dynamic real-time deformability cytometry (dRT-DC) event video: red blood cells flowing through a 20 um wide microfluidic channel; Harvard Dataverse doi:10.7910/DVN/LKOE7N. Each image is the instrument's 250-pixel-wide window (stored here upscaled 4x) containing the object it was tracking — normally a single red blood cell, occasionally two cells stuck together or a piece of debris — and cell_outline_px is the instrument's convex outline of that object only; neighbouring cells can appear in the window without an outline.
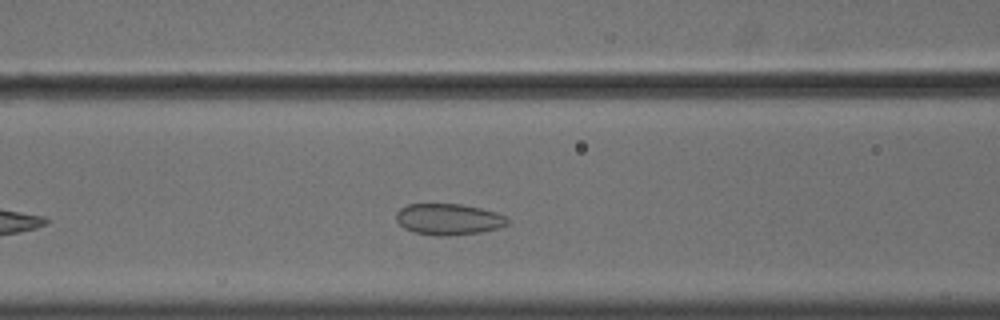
{"species": "common noctule bat (a hibernating species)", "species_latin": "Nyctalus noctula", "temperature_condition": "cold", "stored_images_in_passage": 43, "camera_frame_rate_fps": 3000, "um_per_image_px": 0.085, "animal": {"sex": "male", "body_mass_g": 18.8}, "frame": {"image": 1, "passage_image": 11, "time_ms": 3.333, "image_size_px": [1000, 320], "cell_outline_px": [[508, 224], [496, 228], [480, 232], [448, 236], [436, 236], [412, 232], [404, 228], [396, 220], [396, 212], [400, 208], [408, 204], [460, 204], [480, 208], [496, 212], [508, 216]], "centroid_in_image_um": [38.11, 18.64], "position_along_channel_um": 128.5, "area_um2": 20.35}}
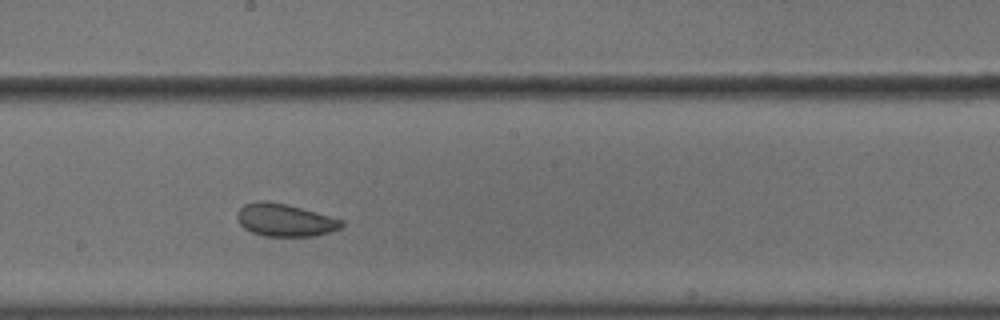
{"frame": {"image": 2, "passage_image": 19, "time_ms": 6.0, "image_size_px": [1000, 320], "cell_outline_px": [[344, 224], [340, 228], [316, 236], [264, 236], [252, 232], [244, 228], [240, 224], [236, 216], [236, 212], [244, 204], [256, 200], [268, 200], [288, 204], [344, 220]], "centroid_in_image_um": [24.19, 18.69], "position_along_channel_um": 224.0, "area_um2": 20.06}}
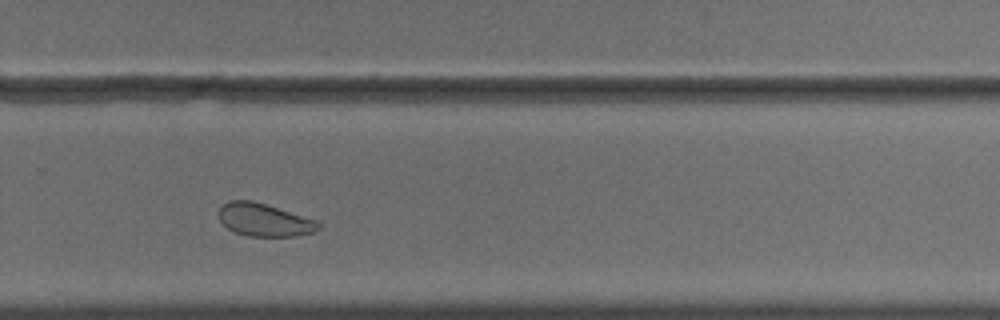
{"frame": {"image": 3, "passage_image": 26, "time_ms": 8.333, "image_size_px": [1000, 320], "cell_outline_px": [[320, 228], [312, 232], [296, 236], [248, 236], [236, 232], [228, 228], [220, 220], [216, 212], [228, 200], [252, 200], [320, 220]], "centroid_in_image_um": [22.48, 18.68], "position_along_channel_um": 307.3, "area_um2": 19.25}, "authors_computed_cell_mechanics": {"area_um2": 20.808, "velocity_mm_per_s": 3.5809, "shape_relaxation_time_tau1_ms": 4.4451, "shape_relaxation_time_tau2_ms": 2.3496, "deformation_change_tau1": 0.0774, "deformation_change_tau2": 0.0665}}